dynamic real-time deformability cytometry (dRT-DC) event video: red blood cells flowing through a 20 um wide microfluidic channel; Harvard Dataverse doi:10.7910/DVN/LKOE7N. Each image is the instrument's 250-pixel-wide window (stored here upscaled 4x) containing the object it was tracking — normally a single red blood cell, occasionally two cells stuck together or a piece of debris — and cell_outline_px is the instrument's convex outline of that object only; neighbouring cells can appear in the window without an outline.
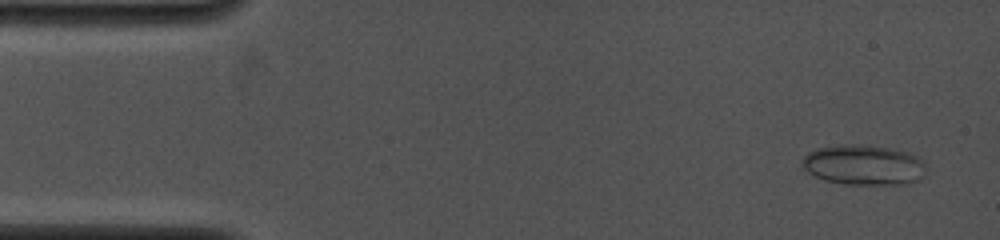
{"species": "common noctule bat (a hibernating species)", "species_latin": "Nyctalus noctula", "temperature_condition": "cold", "stored_images_in_passage": 40, "camera_frame_rate_fps": 4000, "um_per_image_px": 0.085, "animal": {"sex": "female", "body_mass_g": 19.0, "forearm_length_mm": 53.3}, "frame": {"image": 1, "passage_image": 2, "time_ms": 0.25, "image_size_px": [1000, 240], "cell_outline_px": [[924, 176], [920, 180], [908, 184], [844, 184], [824, 180], [808, 172], [804, 168], [800, 160], [808, 152], [816, 148], [840, 144], [856, 144], [888, 148], [908, 152], [916, 156], [924, 164]], "centroid_in_image_um": [73.39, 14.02], "position_along_channel_um": 11.6, "area_um2": 29.07}}
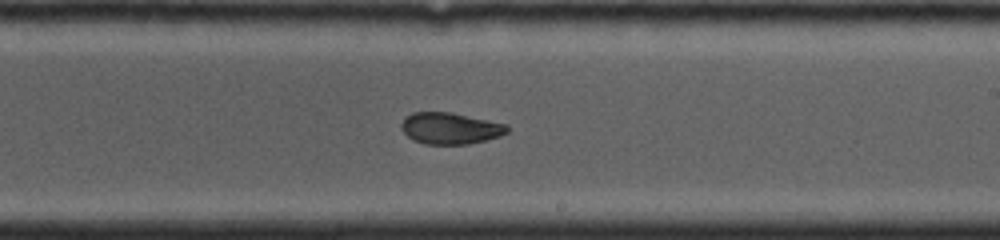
{"frame": {"image": 2, "passage_image": 24, "time_ms": 8.5, "image_size_px": [1000, 240], "cell_outline_px": [[508, 132], [500, 136], [468, 144], [424, 144], [412, 140], [400, 128], [400, 124], [412, 112], [452, 112], [508, 124]], "centroid_in_image_um": [38.27, 10.9], "position_along_channel_um": 250.7, "area_um2": 19.48}}
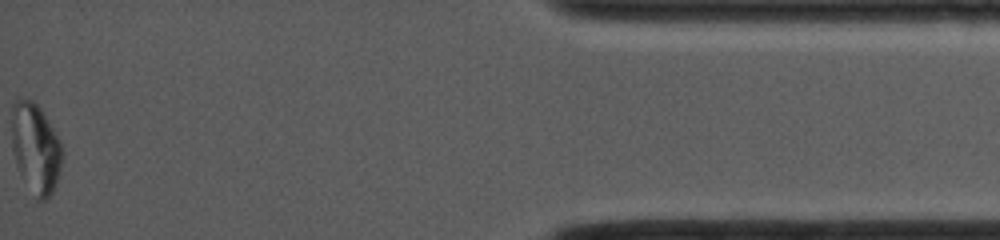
{"frame": {"image": 3, "passage_image": 40, "time_ms": 14.5, "image_size_px": [1000, 240], "cell_outline_px": [[64, 156], [56, 184], [52, 192], [44, 200], [36, 200], [20, 172], [16, 164], [12, 148], [12, 104], [16, 100], [32, 100], [40, 108], [60, 140], [64, 152]], "centroid_in_image_um": [3.04, 12.61], "position_along_channel_um": 432.2, "area_um2": 26.36}}